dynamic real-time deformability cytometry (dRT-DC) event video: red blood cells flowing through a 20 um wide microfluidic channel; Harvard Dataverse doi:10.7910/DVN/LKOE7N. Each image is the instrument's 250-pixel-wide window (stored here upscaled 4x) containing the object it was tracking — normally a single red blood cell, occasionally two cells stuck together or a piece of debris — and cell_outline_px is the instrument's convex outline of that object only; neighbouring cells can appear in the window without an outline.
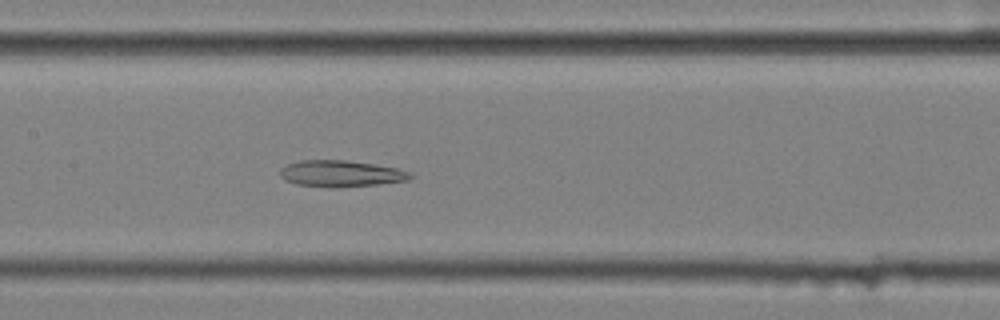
{"species": "common noctule bat (a hibernating species)", "species_latin": "Nyctalus noctula", "temperature_condition": "cold", "stored_images_in_passage": 56, "camera_frame_rate_fps": 3000, "um_per_image_px": 0.085, "animal": {"sex": "female", "body_mass_g": 25.1}, "frame": {"image": 1, "passage_image": 27, "time_ms": 8.667, "image_size_px": [1000, 320], "cell_outline_px": [[416, 176], [408, 180], [376, 184], [296, 184], [280, 176], [280, 168], [288, 164], [300, 160], [344, 160], [376, 164], [396, 168], [412, 172]], "centroid_in_image_um": [29.05, 14.69], "position_along_channel_um": 178.4, "area_um2": 18.9}}
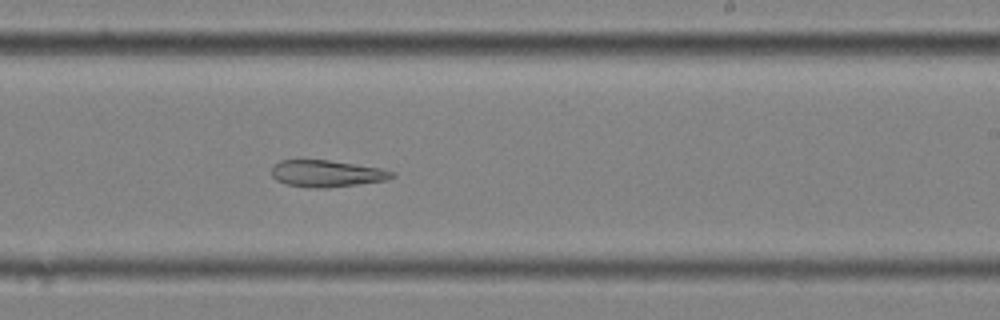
{"frame": {"image": 2, "passage_image": 34, "time_ms": 11.0, "image_size_px": [1000, 320], "cell_outline_px": [[396, 176], [388, 180], [328, 188], [308, 188], [288, 184], [276, 180], [272, 176], [272, 164], [280, 160], [328, 160], [380, 168], [396, 172]], "centroid_in_image_um": [27.78, 14.75], "position_along_channel_um": 261.2, "area_um2": 18.9}}
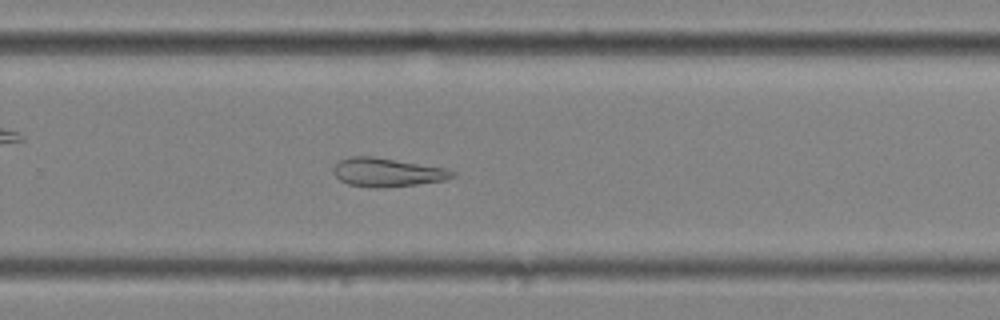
{"frame": {"image": 3, "passage_image": 37, "time_ms": 12.0, "image_size_px": [1000, 320], "cell_outline_px": [[456, 176], [444, 180], [416, 184], [384, 188], [372, 188], [348, 184], [340, 180], [332, 172], [332, 168], [340, 160], [352, 156], [372, 156], [448, 168], [456, 172]], "centroid_in_image_um": [32.92, 14.65], "position_along_channel_um": 296.9, "area_um2": 20.0}}